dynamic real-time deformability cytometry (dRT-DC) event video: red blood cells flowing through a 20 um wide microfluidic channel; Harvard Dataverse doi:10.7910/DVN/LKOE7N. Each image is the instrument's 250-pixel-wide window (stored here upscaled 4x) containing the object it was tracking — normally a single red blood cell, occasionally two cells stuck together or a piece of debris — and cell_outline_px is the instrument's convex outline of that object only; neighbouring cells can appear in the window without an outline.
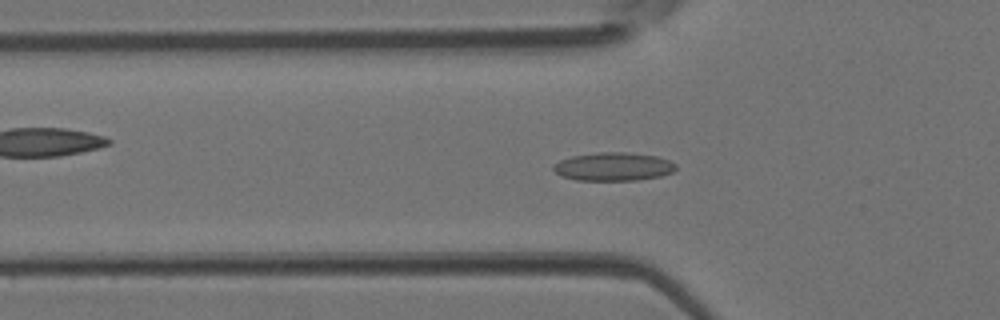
{"species": "Egyptian fruit bat (a non-hibernating species)", "species_latin": "Rousettus aegyptiacus", "temperature_condition": "room temperature", "stored_images_in_passage": 44, "camera_frame_rate_fps": 3000, "um_per_image_px": 0.085, "animal": {"sex": "female"}, "frame": {"image": 1, "passage_image": 14, "time_ms": 4.333, "image_size_px": [1000, 320], "cell_outline_px": [[676, 168], [672, 172], [660, 176], [636, 180], [576, 180], [560, 176], [552, 168], [552, 164], [560, 160], [572, 156], [600, 152], [624, 152], [656, 156], [668, 160], [676, 164]], "centroid_in_image_um": [52.1, 14.16], "position_along_channel_um": 73.7, "area_um2": 20.17}}
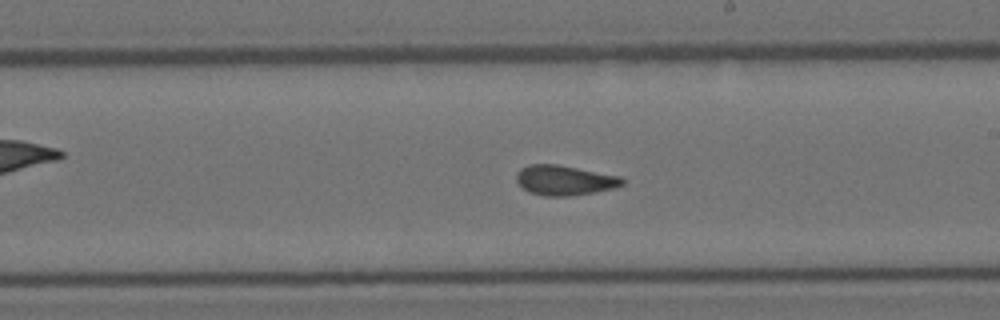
{"frame": {"image": 2, "passage_image": 25, "time_ms": 8.0, "image_size_px": [1000, 320], "cell_outline_px": [[624, 184], [616, 188], [568, 196], [544, 196], [528, 192], [520, 188], [516, 180], [516, 172], [520, 168], [528, 164], [556, 164], [620, 176], [624, 180]], "centroid_in_image_um": [47.93, 15.32], "position_along_channel_um": 241.1, "area_um2": 18.61}}
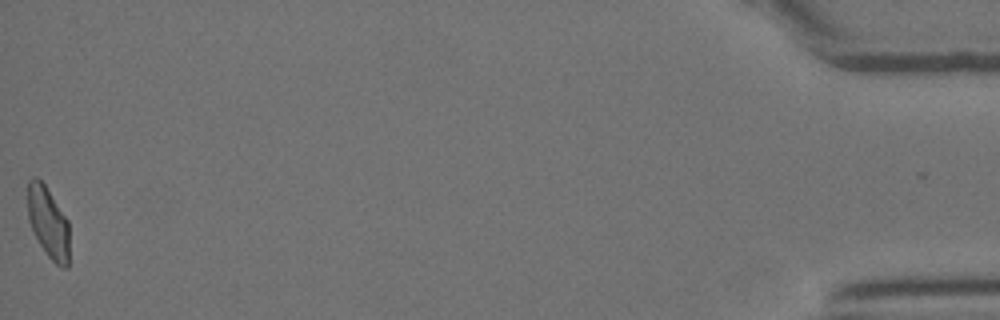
{"frame": {"image": 3, "passage_image": 44, "time_ms": 14.333, "image_size_px": [1000, 320], "cell_outline_px": [[68, 268], [64, 268], [56, 264], [48, 256], [40, 244], [28, 220], [28, 180], [32, 176], [36, 176], [44, 184], [68, 220]], "centroid_in_image_um": [4.09, 18.89], "position_along_channel_um": 431.1, "area_um2": 17.05}}